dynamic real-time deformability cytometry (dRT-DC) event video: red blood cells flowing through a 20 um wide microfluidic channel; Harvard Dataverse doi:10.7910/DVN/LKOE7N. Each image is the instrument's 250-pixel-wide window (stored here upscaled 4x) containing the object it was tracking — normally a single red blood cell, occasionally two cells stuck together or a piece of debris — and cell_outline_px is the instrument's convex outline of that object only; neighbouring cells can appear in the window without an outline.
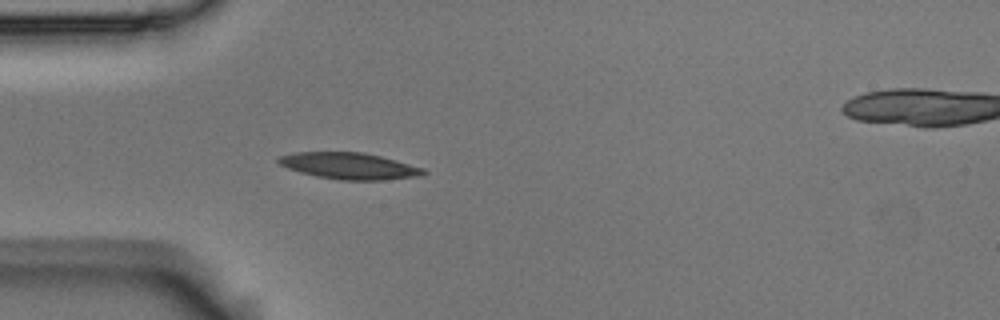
{"species": "Egyptian fruit bat (a non-hibernating species)", "species_latin": "Rousettus aegyptiacus", "temperature_condition": "room temperature", "stored_images_in_passage": 5, "camera_frame_rate_fps": 3000, "um_per_image_px": 0.085, "animal": {"sex": "male"}, "frame": {"image": 1, "passage_image": 4, "time_ms": 1.0, "image_size_px": [1000, 320], "cell_outline_px": [[428, 172], [424, 176], [384, 180], [340, 180], [316, 176], [300, 172], [288, 168], [280, 164], [276, 160], [276, 156], [296, 152], [364, 152], [396, 160], [424, 168]], "centroid_in_image_um": [29.71, 14.1], "position_along_channel_um": 55.3, "area_um2": 22.6}}